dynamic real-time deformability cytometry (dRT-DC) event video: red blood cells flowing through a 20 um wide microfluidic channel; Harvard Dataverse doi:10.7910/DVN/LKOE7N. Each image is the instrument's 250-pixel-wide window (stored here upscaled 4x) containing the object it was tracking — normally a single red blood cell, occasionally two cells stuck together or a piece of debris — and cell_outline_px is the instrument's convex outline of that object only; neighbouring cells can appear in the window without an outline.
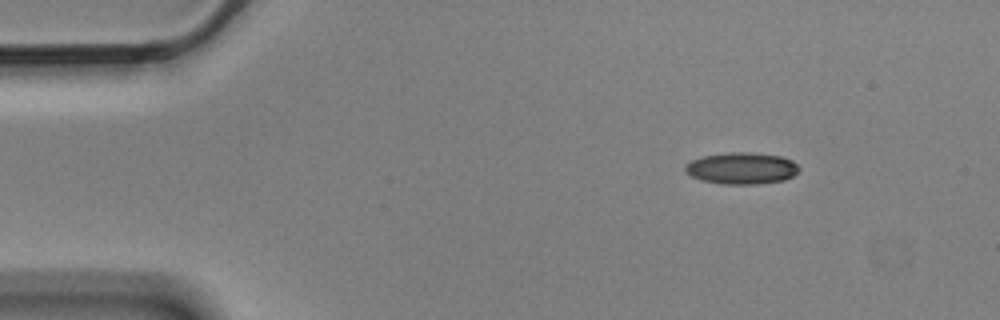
{"species": "Egyptian fruit bat (a non-hibernating species)", "species_latin": "Rousettus aegyptiacus", "temperature_condition": "cold", "stored_images_in_passage": 8, "camera_frame_rate_fps": 3000, "um_per_image_px": 0.085, "animal": {"sex": "male"}, "frame": {"image": 1, "passage_image": 1, "time_ms": 0.0, "image_size_px": [1000, 320], "cell_outline_px": [[800, 168], [792, 176], [784, 180], [760, 184], [720, 184], [700, 180], [684, 172], [684, 168], [692, 160], [700, 156], [728, 152], [748, 152], [780, 156], [792, 160]], "centroid_in_image_um": [63.01, 14.3], "position_along_channel_um": 22.0, "area_um2": 21.1}}
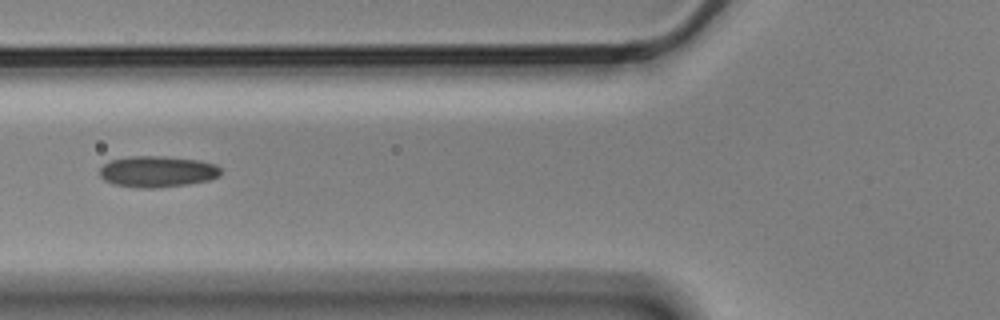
{"frame": {"image": 2, "passage_image": 5, "time_ms": 1.333, "image_size_px": [1000, 320], "cell_outline_px": [[220, 176], [208, 180], [188, 184], [156, 188], [140, 188], [112, 184], [104, 180], [100, 176], [100, 168], [108, 160], [132, 156], [164, 156], [200, 160], [216, 164], [220, 168]], "centroid_in_image_um": [13.36, 14.58], "position_along_channel_um": 112.4, "area_um2": 22.2}}
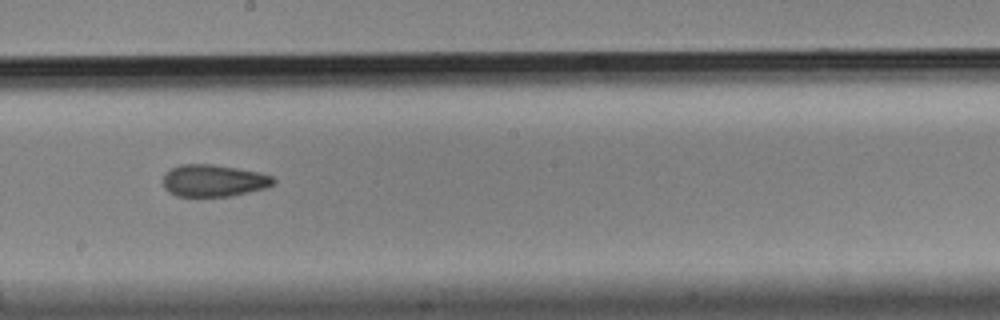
{"frame": {"image": 3, "passage_image": 8, "time_ms": 2.333, "image_size_px": [1000, 320], "cell_outline_px": [[276, 180], [272, 184], [264, 188], [232, 196], [176, 196], [168, 192], [164, 188], [164, 172], [180, 164], [212, 164], [260, 172], [272, 176]], "centroid_in_image_um": [18.13, 15.35], "position_along_channel_um": 230.1, "area_um2": 20.58}}